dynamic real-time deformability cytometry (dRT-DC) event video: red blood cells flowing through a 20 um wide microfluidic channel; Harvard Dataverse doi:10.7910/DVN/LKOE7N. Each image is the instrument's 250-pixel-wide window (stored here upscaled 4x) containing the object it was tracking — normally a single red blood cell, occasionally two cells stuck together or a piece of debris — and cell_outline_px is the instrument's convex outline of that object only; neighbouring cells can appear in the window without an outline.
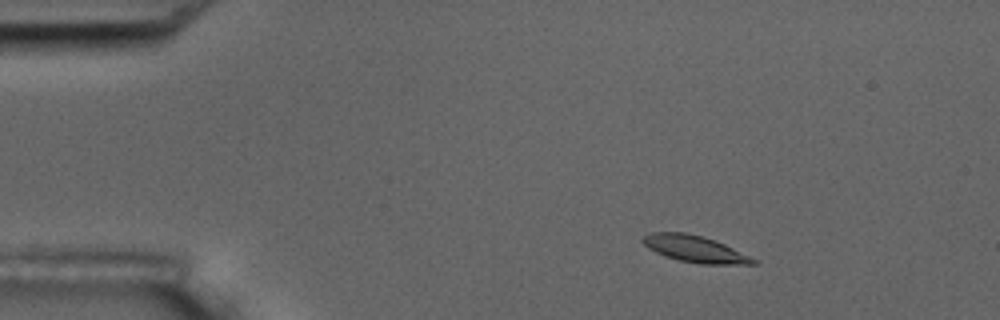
{"species": "common noctule bat (a hibernating species)", "species_latin": "Nyctalus noctula", "temperature_condition": "room temperature", "stored_images_in_passage": 6, "segment_of_instrument_passage": [1, 2], "camera_frame_rate_fps": 3000, "um_per_image_px": 0.085, "animal": {"sex": "male", "body_mass_g": 17.5, "forearm_length_mm": 52.3}, "frame": {"image": 1, "passage_image": 3, "time_ms": 2.0, "image_size_px": [1000, 320], "cell_outline_px": [[756, 264], [700, 264], [680, 260], [664, 256], [648, 248], [640, 240], [644, 236], [652, 232], [684, 232], [700, 236], [724, 244], [756, 260]], "centroid_in_image_um": [59.0, 21.16], "position_along_channel_um": 26.0, "area_um2": 16.76}}